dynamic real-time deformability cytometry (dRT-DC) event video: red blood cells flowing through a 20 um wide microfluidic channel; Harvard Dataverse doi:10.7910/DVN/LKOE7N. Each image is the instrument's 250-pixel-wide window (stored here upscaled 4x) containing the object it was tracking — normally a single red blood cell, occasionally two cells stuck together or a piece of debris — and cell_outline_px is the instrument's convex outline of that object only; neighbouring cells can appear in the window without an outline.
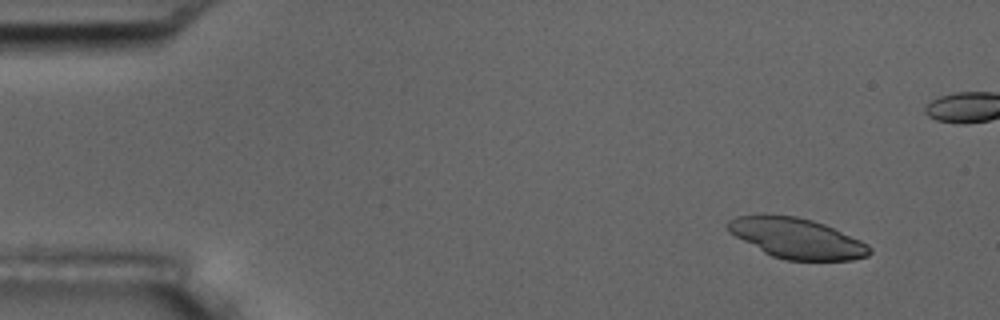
{"species": "common noctule bat (a hibernating species)", "species_latin": "Nyctalus noctula", "temperature_condition": "room temperature", "stored_images_in_passage": 5, "segment_of_instrument_passage": [1, 2], "camera_frame_rate_fps": 3000, "um_per_image_px": 0.085, "animal": {"sex": "male", "body_mass_g": 17.5, "forearm_length_mm": 52.3}, "frame": {"image": 1, "passage_image": 1, "time_ms": 0.0, "image_size_px": [1000, 320], "cell_outline_px": [[872, 252], [868, 256], [852, 260], [784, 260], [772, 256], [764, 252], [728, 232], [724, 224], [728, 220], [736, 216], [764, 212], [796, 216], [812, 220], [824, 224], [860, 240], [868, 244], [872, 248]], "centroid_in_image_um": [67.67, 20.22], "position_along_channel_um": 17.3, "area_um2": 33.81}}